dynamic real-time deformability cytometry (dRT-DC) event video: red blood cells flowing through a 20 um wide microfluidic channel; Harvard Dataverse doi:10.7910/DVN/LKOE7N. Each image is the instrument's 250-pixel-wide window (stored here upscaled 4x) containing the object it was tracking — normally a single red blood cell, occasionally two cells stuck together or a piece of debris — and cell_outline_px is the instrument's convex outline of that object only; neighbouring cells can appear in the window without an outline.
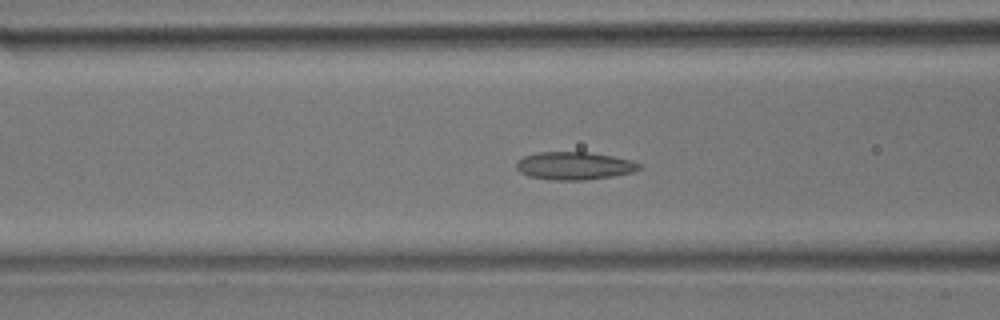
{"species": "common noctule bat (a hibernating species)", "species_latin": "Nyctalus noctula", "temperature_condition": "room temperature", "stored_images_in_passage": 35, "camera_frame_rate_fps": 3000, "um_per_image_px": 0.085, "animal": {"sex": "male", "body_mass_g": 17.9}, "frame": {"image": 1, "passage_image": 13, "time_ms": 4.0, "image_size_px": [1000, 320], "cell_outline_px": [[640, 168], [632, 172], [612, 176], [584, 180], [552, 180], [528, 176], [520, 172], [516, 168], [516, 164], [524, 156], [536, 152], [588, 152], [612, 156], [632, 160], [640, 164]], "centroid_in_image_um": [48.8, 14.09], "position_along_channel_um": 117.8, "area_um2": 19.83}}
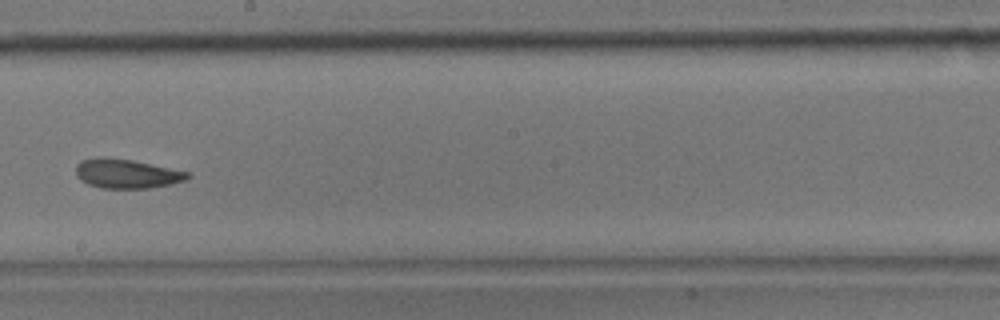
{"frame": {"image": 2, "passage_image": 21, "time_ms": 6.667, "image_size_px": [1000, 320], "cell_outline_px": [[192, 176], [184, 180], [172, 184], [148, 188], [100, 188], [88, 184], [80, 180], [76, 176], [76, 164], [80, 160], [100, 156], [132, 160], [188, 172]], "centroid_in_image_um": [10.71, 14.76], "position_along_channel_um": 237.5, "area_um2": 19.07}}
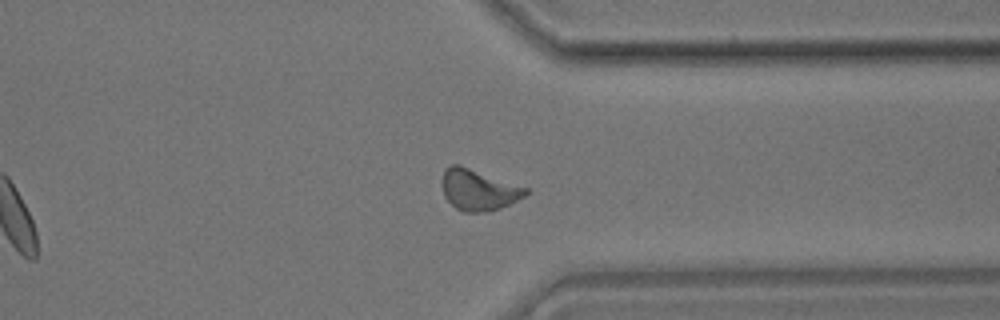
{"frame": {"image": 3, "passage_image": 30, "time_ms": 9.667, "image_size_px": [1000, 320], "cell_outline_px": [[528, 192], [524, 196], [500, 208], [484, 212], [464, 212], [456, 208], [444, 196], [444, 168], [452, 164], [460, 164], [528, 188]], "centroid_in_image_um": [40.68, 16.12], "position_along_channel_um": 370.7, "area_um2": 19.65}}